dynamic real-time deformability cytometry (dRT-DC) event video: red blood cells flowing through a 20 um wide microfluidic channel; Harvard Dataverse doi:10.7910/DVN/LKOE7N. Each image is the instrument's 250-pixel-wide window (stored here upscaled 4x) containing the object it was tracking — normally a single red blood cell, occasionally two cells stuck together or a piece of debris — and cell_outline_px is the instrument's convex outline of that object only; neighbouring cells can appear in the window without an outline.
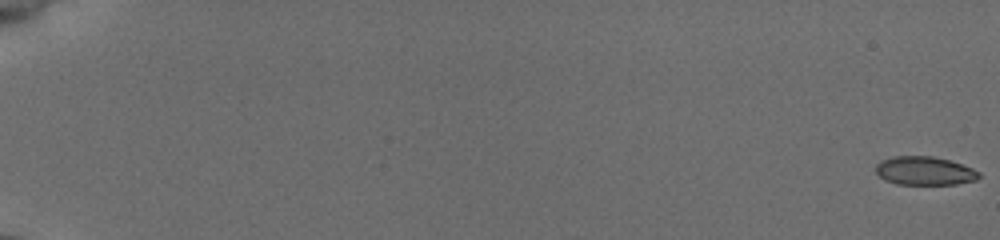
{"species": "common noctule bat (a hibernating species)", "species_latin": "Nyctalus noctula", "temperature_condition": "cold", "stored_images_in_passage": 19, "camera_frame_rate_fps": 3000, "um_per_image_px": 0.085, "animal": {"sex": "female", "body_mass_g": 19.5, "forearm_length_mm": 54.1}, "frame": {"image": 1, "passage_image": 1, "time_ms": 0.0, "image_size_px": [1000, 240], "cell_outline_px": [[980, 176], [976, 180], [956, 184], [896, 184], [884, 180], [876, 172], [876, 164], [880, 160], [896, 156], [932, 156], [948, 160], [972, 168], [980, 172]], "centroid_in_image_um": [78.57, 14.52], "position_along_channel_um": 6.4, "area_um2": 17.11}}
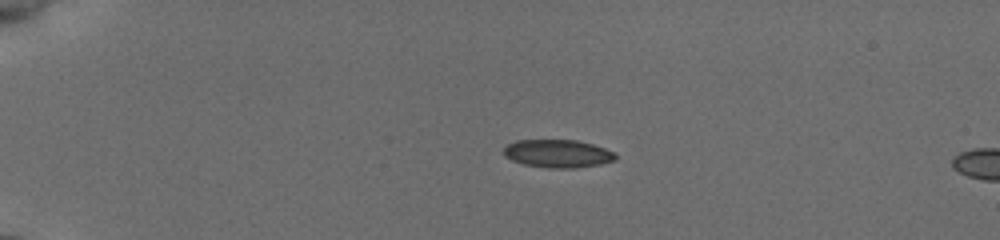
{"frame": {"image": 2, "passage_image": 15, "time_ms": 4.667, "image_size_px": [1000, 240], "cell_outline_px": [[616, 160], [600, 164], [576, 168], [548, 168], [524, 164], [512, 160], [504, 156], [504, 148], [508, 144], [516, 140], [576, 140], [592, 144], [604, 148], [612, 152], [616, 156]], "centroid_in_image_um": [47.39, 13.06], "position_along_channel_um": 37.6, "area_um2": 18.15}}